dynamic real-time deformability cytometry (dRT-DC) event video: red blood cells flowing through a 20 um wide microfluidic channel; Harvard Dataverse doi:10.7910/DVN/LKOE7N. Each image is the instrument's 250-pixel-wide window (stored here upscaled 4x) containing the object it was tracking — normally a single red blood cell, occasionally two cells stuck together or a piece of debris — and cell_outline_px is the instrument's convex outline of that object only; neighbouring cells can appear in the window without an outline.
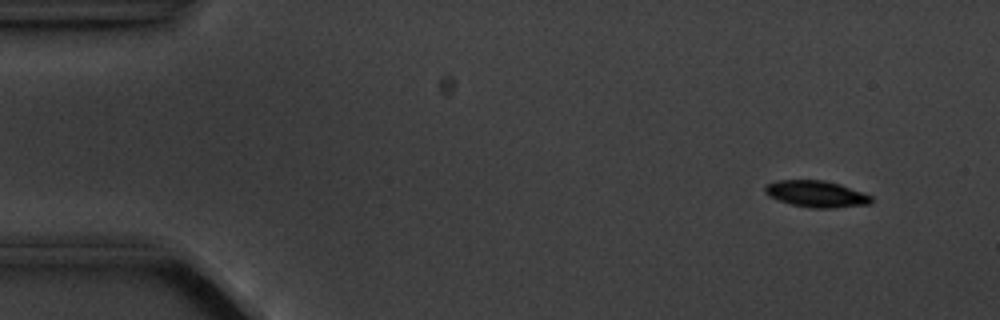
{"species": "common noctule bat (a hibernating species)", "species_latin": "Nyctalus noctula", "temperature_condition": "cold", "stored_images_in_passage": 5, "camera_frame_rate_fps": 3000, "um_per_image_px": 0.085, "animal": {"sex": "male", "body_mass_g": 20.1, "forearm_length_mm": 53.5}, "frame": {"image": 1, "passage_image": 2, "time_ms": 1.0, "image_size_px": [1000, 320], "cell_outline_px": [[872, 204], [832, 208], [812, 208], [792, 204], [768, 196], [764, 192], [764, 184], [776, 180], [824, 180], [840, 184], [872, 196]], "centroid_in_image_um": [69.37, 16.48], "position_along_channel_um": 15.6, "area_um2": 16.47}}
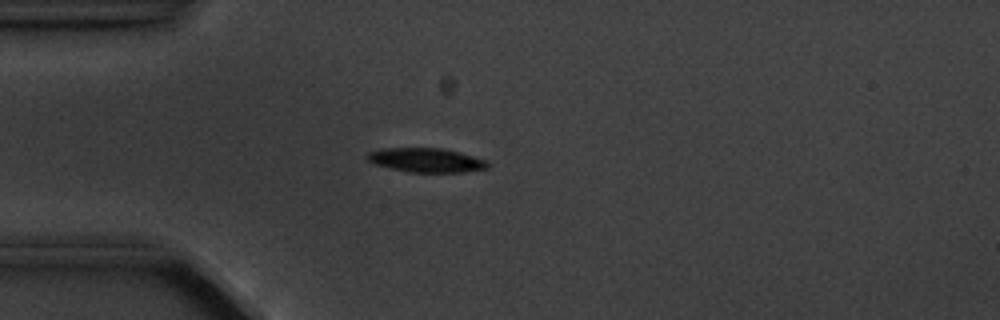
{"frame": {"image": 2, "passage_image": 4, "time_ms": 4.333, "image_size_px": [1000, 320], "cell_outline_px": [[492, 164], [488, 168], [464, 172], [408, 172], [376, 164], [368, 160], [364, 156], [368, 152], [384, 148], [444, 148], [460, 152], [488, 160]], "centroid_in_image_um": [36.29, 13.6], "position_along_channel_um": 48.7, "area_um2": 17.11}}